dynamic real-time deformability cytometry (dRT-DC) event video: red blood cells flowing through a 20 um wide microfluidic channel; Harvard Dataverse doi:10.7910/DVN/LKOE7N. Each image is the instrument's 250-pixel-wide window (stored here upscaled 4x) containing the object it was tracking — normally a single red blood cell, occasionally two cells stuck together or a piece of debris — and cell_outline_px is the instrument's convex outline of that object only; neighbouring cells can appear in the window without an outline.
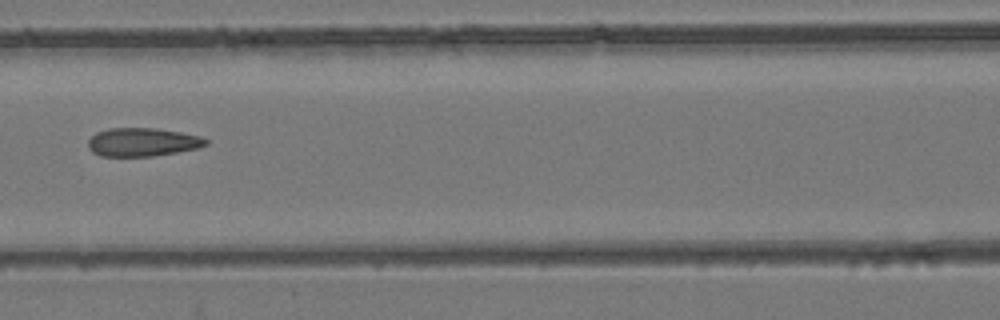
{"species": "common noctule bat (a hibernating species)", "species_latin": "Nyctalus noctula", "temperature_condition": "room temperature", "stored_images_in_passage": 6, "camera_frame_rate_fps": 3000, "um_per_image_px": 0.085, "animal": {"sex": "female", "body_mass_g": 24.6, "forearm_length_mm": 56.2}, "frame": {"image": 1, "passage_image": 4, "time_ms": 3.667, "image_size_px": [1000, 320], "cell_outline_px": [[208, 144], [196, 148], [176, 152], [152, 156], [100, 156], [92, 152], [88, 148], [88, 140], [96, 132], [108, 128], [156, 128], [180, 132], [200, 136], [208, 140]], "centroid_in_image_um": [12.08, 12.07], "position_along_channel_um": 154.5, "area_um2": 19.48}}
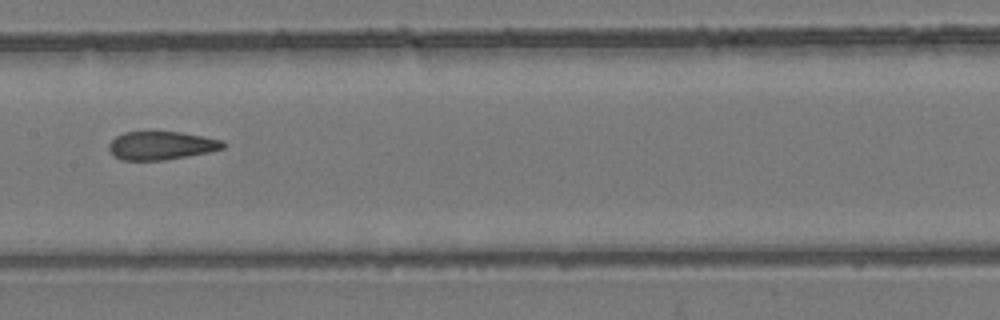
{"frame": {"image": 2, "passage_image": 5, "time_ms": 4.667, "image_size_px": [1000, 320], "cell_outline_px": [[228, 144], [224, 148], [208, 152], [164, 160], [120, 160], [112, 156], [108, 148], [108, 144], [116, 136], [124, 132], [180, 132], [224, 140]], "centroid_in_image_um": [13.7, 12.37], "position_along_channel_um": 193.7, "area_um2": 18.96}}
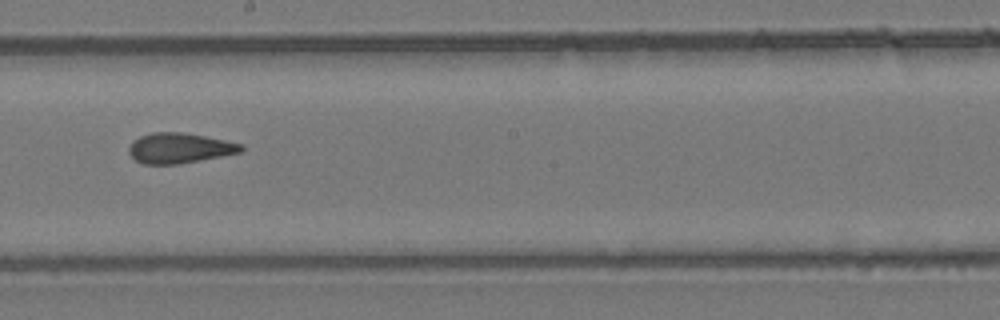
{"frame": {"image": 3, "passage_image": 6, "time_ms": 5.667, "image_size_px": [1000, 320], "cell_outline_px": [[244, 148], [240, 152], [220, 156], [176, 164], [144, 164], [136, 160], [128, 152], [128, 148], [132, 140], [140, 136], [152, 132], [184, 132], [244, 144]], "centroid_in_image_um": [15.22, 12.57], "position_along_channel_um": 233.0, "area_um2": 19.65}}